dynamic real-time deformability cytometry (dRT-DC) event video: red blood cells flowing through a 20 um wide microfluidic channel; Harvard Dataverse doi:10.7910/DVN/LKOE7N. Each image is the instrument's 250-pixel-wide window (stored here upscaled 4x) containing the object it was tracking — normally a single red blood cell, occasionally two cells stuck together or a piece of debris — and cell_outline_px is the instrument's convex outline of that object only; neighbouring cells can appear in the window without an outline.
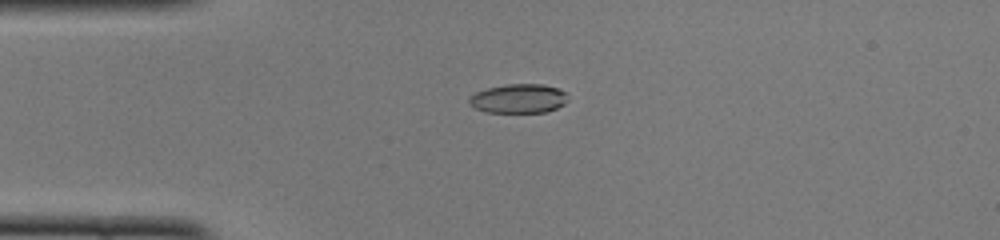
{"species": "common noctule bat (a hibernating species)", "species_latin": "Nyctalus noctula", "temperature_condition": "cold", "stored_images_in_passage": 50, "camera_frame_rate_fps": 3000, "um_per_image_px": 0.085, "animal": {"sex": "female", "body_mass_g": 22.0, "forearm_length_mm": 56.7}, "frame": {"image": 1, "passage_image": 12, "time_ms": 3.667, "image_size_px": [1000, 240], "cell_outline_px": [[568, 100], [564, 104], [556, 108], [544, 112], [484, 112], [468, 104], [468, 96], [476, 92], [488, 88], [508, 84], [544, 84], [556, 88], [564, 92]], "centroid_in_image_um": [44.04, 8.38], "position_along_channel_um": 41.0, "area_um2": 16.7}}
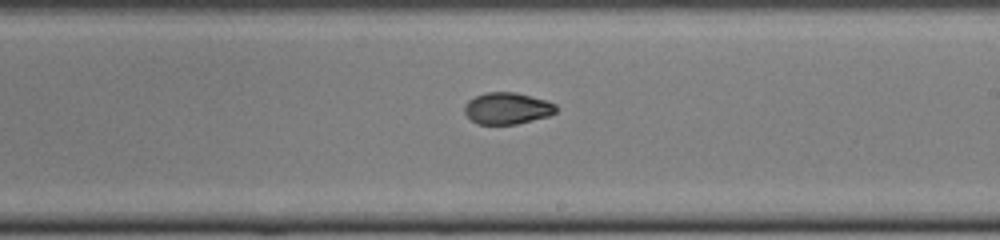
{"frame": {"image": 2, "passage_image": 29, "time_ms": 9.333, "image_size_px": [1000, 240], "cell_outline_px": [[556, 112], [548, 116], [516, 124], [476, 124], [464, 112], [464, 104], [468, 100], [484, 92], [516, 92], [544, 100], [556, 104]], "centroid_in_image_um": [43.08, 9.2], "position_along_channel_um": 245.9, "area_um2": 16.82}}
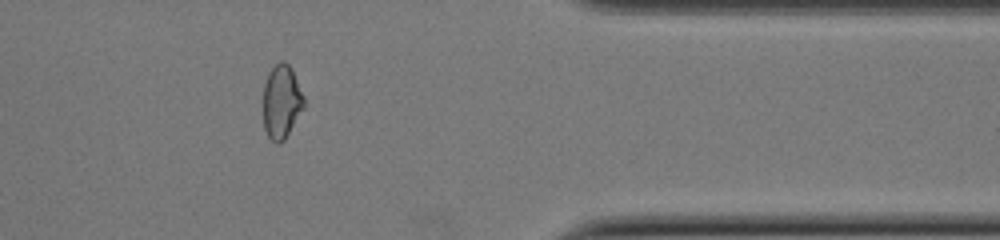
{"frame": {"image": 3, "passage_image": 41, "time_ms": 13.333, "image_size_px": [1000, 240], "cell_outline_px": [[304, 108], [284, 140], [280, 144], [276, 144], [268, 136], [264, 128], [264, 84], [268, 72], [280, 60], [284, 60], [292, 68], [304, 96]], "centroid_in_image_um": [23.94, 8.63], "position_along_channel_um": 387.5, "area_um2": 17.57}, "authors_computed_cell_mechanics": {"area_um2": 17.4556, "velocity_mm_per_s": 4.0116, "shape_relaxation_time_tau1_ms": 2.9544, "shape_relaxation_time_tau2_ms": 2.9378, "deformation_change_tau1": 0.1538, "deformation_change_tau2": 0.0647}}